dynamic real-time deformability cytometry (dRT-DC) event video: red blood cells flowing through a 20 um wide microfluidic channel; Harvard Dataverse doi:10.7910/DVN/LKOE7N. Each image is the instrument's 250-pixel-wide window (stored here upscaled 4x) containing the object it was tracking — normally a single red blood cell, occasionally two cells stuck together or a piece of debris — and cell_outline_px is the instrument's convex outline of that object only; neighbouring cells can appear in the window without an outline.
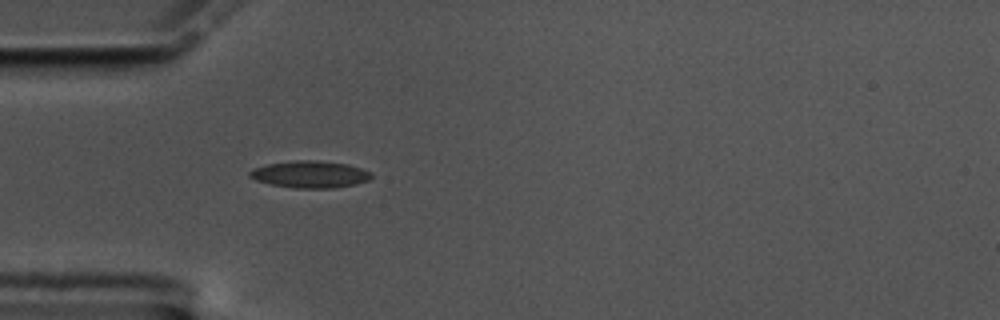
{"species": "common noctule bat (a hibernating species)", "species_latin": "Nyctalus noctula", "temperature_condition": "cold", "stored_images_in_passage": 26, "camera_frame_rate_fps": 3000, "um_per_image_px": 0.085, "animal": {"sex": "male", "body_mass_g": 17.5, "forearm_length_mm": 52.3}, "frame": {"image": 1, "passage_image": 5, "time_ms": 1.333, "image_size_px": [1000, 320], "cell_outline_px": [[372, 176], [368, 180], [356, 184], [332, 188], [296, 188], [272, 184], [256, 180], [248, 176], [248, 172], [252, 168], [268, 164], [296, 160], [316, 160], [348, 164], [372, 172]], "centroid_in_image_um": [26.35, 14.81], "position_along_channel_um": 58.7, "area_um2": 19.07}}
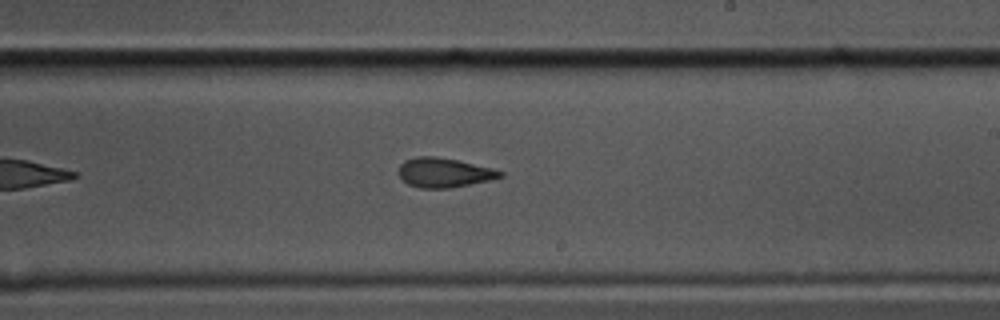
{"frame": {"image": 2, "passage_image": 22, "time_ms": 7.0, "image_size_px": [1000, 320], "cell_outline_px": [[504, 176], [488, 180], [448, 188], [420, 188], [408, 184], [400, 176], [400, 164], [404, 160], [416, 156], [436, 156], [456, 160], [492, 168], [504, 172]], "centroid_in_image_um": [37.73, 14.66], "position_along_channel_um": 251.3, "area_um2": 17.17}}